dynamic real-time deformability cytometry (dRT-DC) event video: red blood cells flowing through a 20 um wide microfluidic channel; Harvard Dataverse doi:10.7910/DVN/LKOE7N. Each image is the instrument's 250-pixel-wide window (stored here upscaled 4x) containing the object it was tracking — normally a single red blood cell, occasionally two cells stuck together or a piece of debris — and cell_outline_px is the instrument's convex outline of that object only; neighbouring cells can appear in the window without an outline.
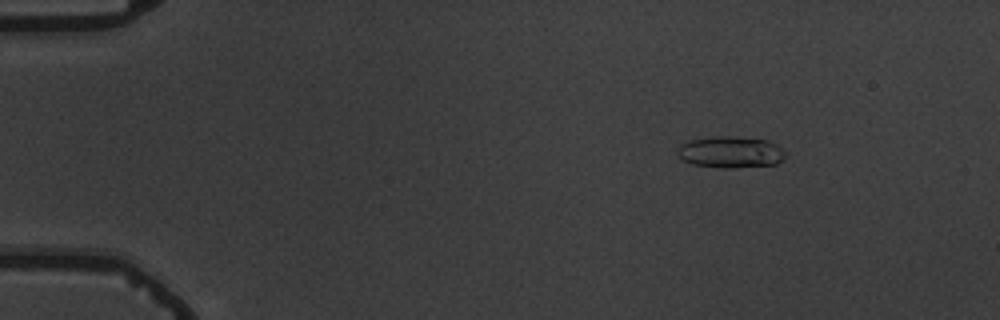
{"species": "common noctule bat (a hibernating species)", "species_latin": "Nyctalus noctula", "temperature_condition": "warm", "stored_images_in_passage": 9, "camera_frame_rate_fps": 3000, "um_per_image_px": 0.085, "animal": {"sex": "male", "body_mass_g": 19.5, "forearm_length_mm": 54.6}, "frame": {"image": 1, "passage_image": 3, "time_ms": 2.333, "image_size_px": [1000, 320], "cell_outline_px": [[788, 156], [784, 160], [776, 164], [732, 168], [720, 168], [692, 164], [684, 160], [676, 152], [676, 148], [680, 144], [688, 140], [712, 136], [736, 136], [768, 140], [776, 144], [788, 152]], "centroid_in_image_um": [62.13, 12.92], "position_along_channel_um": 22.9, "area_um2": 20.35}}
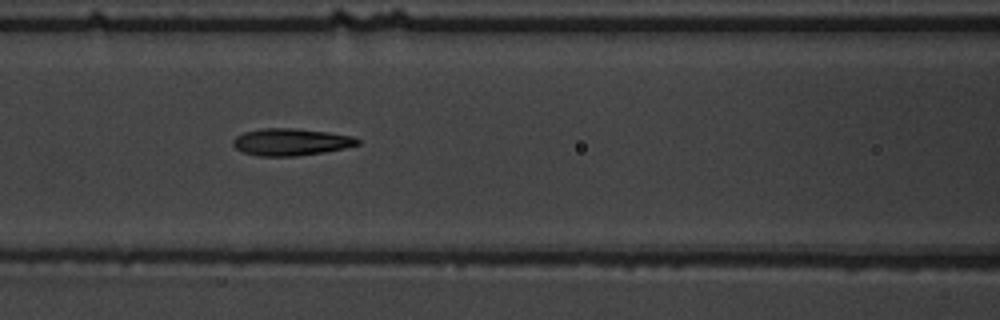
{"frame": {"image": 2, "passage_image": 8, "time_ms": 8.0, "image_size_px": [1000, 320], "cell_outline_px": [[360, 144], [344, 148], [324, 152], [296, 156], [256, 156], [244, 152], [236, 148], [232, 144], [232, 140], [236, 136], [244, 132], [264, 128], [296, 128], [328, 132], [352, 136], [360, 140]], "centroid_in_image_um": [24.72, 12.07], "position_along_channel_um": 141.9, "area_um2": 19.65}}
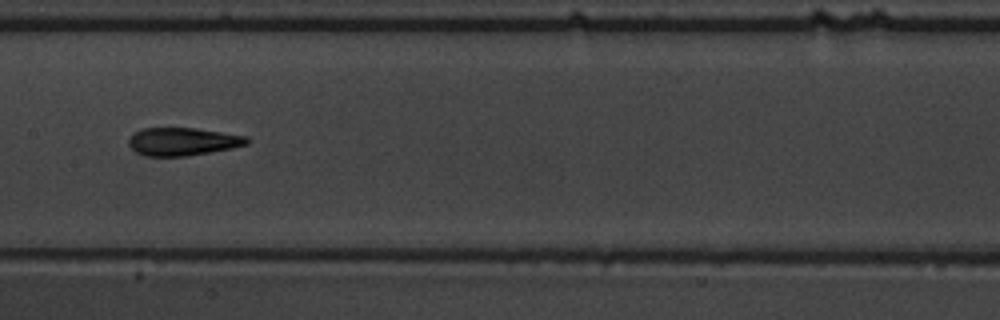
{"frame": {"image": 3, "passage_image": 9, "time_ms": 9.333, "image_size_px": [1000, 320], "cell_outline_px": [[248, 144], [232, 148], [188, 156], [144, 156], [136, 152], [128, 144], [128, 140], [132, 132], [144, 128], [196, 128], [248, 136]], "centroid_in_image_um": [15.51, 12.03], "position_along_channel_um": 191.9, "area_um2": 19.36}}